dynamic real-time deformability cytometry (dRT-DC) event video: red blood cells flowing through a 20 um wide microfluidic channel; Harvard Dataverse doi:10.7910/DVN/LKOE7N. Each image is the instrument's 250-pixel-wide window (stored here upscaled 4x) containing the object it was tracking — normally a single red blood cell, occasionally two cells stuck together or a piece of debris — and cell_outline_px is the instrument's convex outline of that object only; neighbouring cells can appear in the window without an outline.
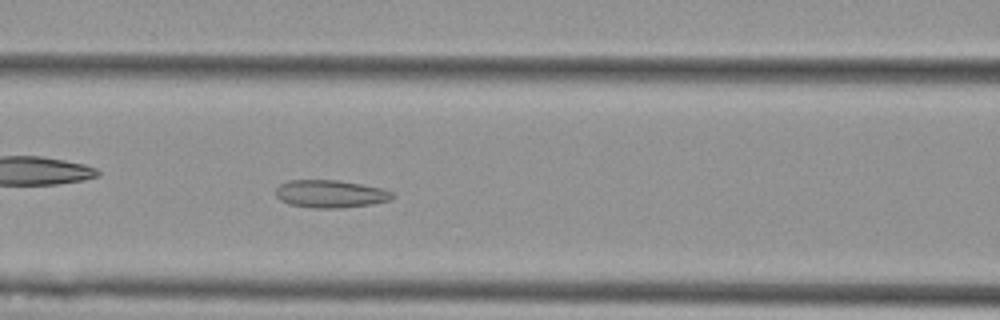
{"species": "Egyptian fruit bat (a non-hibernating species)", "species_latin": "Rousettus aegyptiacus", "temperature_condition": "cold", "stored_images_in_passage": 52, "camera_frame_rate_fps": 3000, "um_per_image_px": 0.085, "animal": {"sex": "female"}, "frame": {"image": 1, "passage_image": 21, "time_ms": 6.667, "image_size_px": [1000, 320], "cell_outline_px": [[396, 196], [392, 200], [372, 204], [340, 208], [312, 208], [288, 204], [280, 200], [276, 196], [276, 188], [280, 184], [288, 180], [336, 180], [360, 184], [380, 188], [392, 192]], "centroid_in_image_um": [28.08, 16.49], "position_along_channel_um": 138.5, "area_um2": 18.9}}
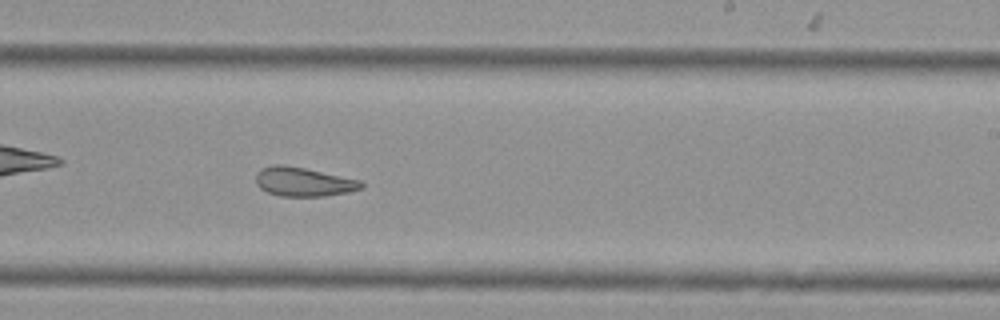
{"frame": {"image": 2, "passage_image": 31, "time_ms": 10.0, "image_size_px": [1000, 320], "cell_outline_px": [[364, 188], [348, 192], [324, 196], [280, 196], [268, 192], [260, 188], [256, 184], [256, 176], [260, 168], [272, 164], [284, 164], [304, 168], [360, 180], [364, 184]], "centroid_in_image_um": [25.78, 15.45], "position_along_channel_um": 263.2, "area_um2": 17.86}}
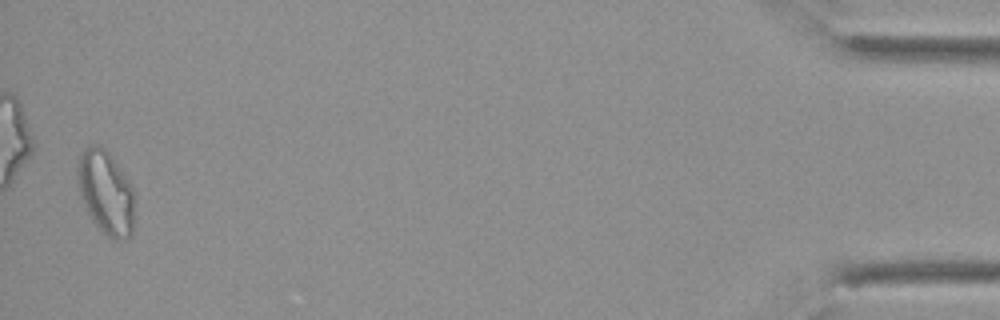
{"frame": {"image": 3, "passage_image": 51, "time_ms": 16.667, "image_size_px": [1000, 320], "cell_outline_px": [[136, 200], [132, 236], [128, 240], [116, 240], [108, 236], [92, 220], [80, 196], [76, 172], [76, 168], [80, 156], [92, 144], [100, 144], [108, 152], [120, 168], [128, 180], [132, 188]], "centroid_in_image_um": [9.03, 16.4], "position_along_channel_um": 426.2, "area_um2": 28.03}, "authors_computed_cell_mechanics": {"area_um2": 21.5016, "velocity_mm_per_s": 3.7564, "shape_relaxation_time_tau1_ms": null, "shape_relaxation_time_tau2_ms": 4.5511, "deformation_change_tau1": null, "deformation_change_tau2": 0.084}}